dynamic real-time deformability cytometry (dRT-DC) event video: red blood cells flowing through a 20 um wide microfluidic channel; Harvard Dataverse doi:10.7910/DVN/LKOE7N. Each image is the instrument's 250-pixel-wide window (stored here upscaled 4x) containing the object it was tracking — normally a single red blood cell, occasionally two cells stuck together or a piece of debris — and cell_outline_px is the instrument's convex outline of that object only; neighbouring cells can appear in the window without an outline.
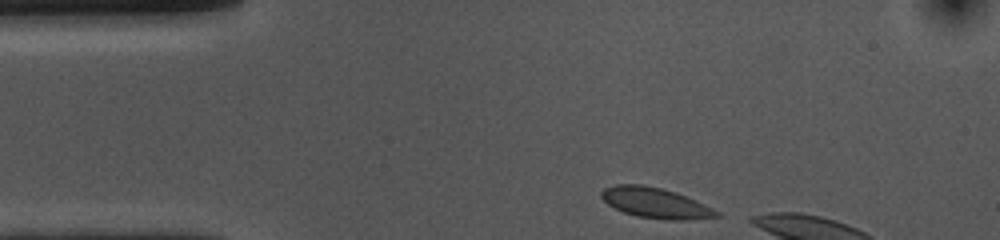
{"species": "common noctule bat (a hibernating species)", "species_latin": "Nyctalus noctula", "temperature_condition": "cold", "stored_images_in_passage": 5, "camera_frame_rate_fps": 3000, "um_per_image_px": 0.085, "animal": {"sex": "female", "body_mass_g": 10.0, "forearm_length_mm": 53.1}, "frame": {"image": 1, "passage_image": 1, "time_ms": 0.0, "image_size_px": [1000, 240], "cell_outline_px": [[720, 216], [688, 220], [672, 220], [636, 216], [624, 212], [608, 204], [600, 196], [600, 192], [604, 188], [616, 184], [644, 184], [676, 192], [704, 204], [720, 212]], "centroid_in_image_um": [55.7, 17.24], "position_along_channel_um": 29.3, "area_um2": 20.29}}